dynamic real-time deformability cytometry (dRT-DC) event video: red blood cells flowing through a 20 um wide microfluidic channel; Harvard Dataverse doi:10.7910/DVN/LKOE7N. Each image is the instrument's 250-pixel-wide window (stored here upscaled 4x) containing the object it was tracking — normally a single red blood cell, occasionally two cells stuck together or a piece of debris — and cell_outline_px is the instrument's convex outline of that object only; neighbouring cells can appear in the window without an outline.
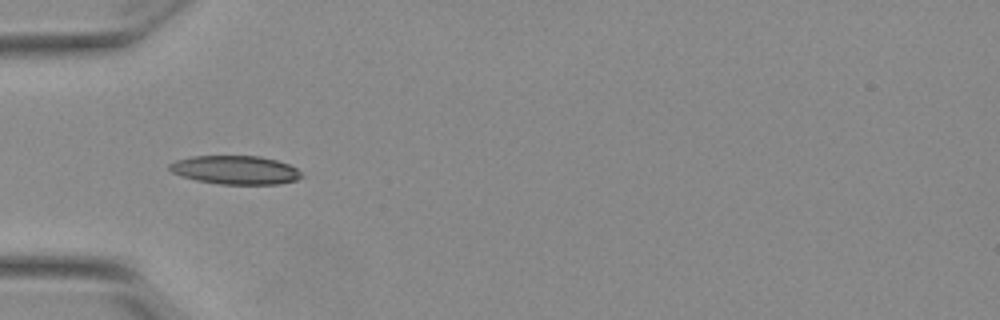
{"species": "Egyptian fruit bat (a non-hibernating species)", "species_latin": "Rousettus aegyptiacus", "temperature_condition": "warm", "stored_images_in_passage": 19, "camera_frame_rate_fps": 3000, "um_per_image_px": 0.085, "animal": {"sex": "female"}, "frame": {"image": 1, "passage_image": 1, "time_ms": 0.0, "image_size_px": [1000, 320], "cell_outline_px": [[304, 176], [296, 180], [280, 184], [220, 184], [196, 180], [180, 176], [172, 172], [168, 168], [168, 164], [176, 160], [192, 156], [260, 156], [276, 160], [288, 164], [296, 168]], "centroid_in_image_um": [19.99, 14.45], "position_along_channel_um": 65.0, "area_um2": 22.08}}